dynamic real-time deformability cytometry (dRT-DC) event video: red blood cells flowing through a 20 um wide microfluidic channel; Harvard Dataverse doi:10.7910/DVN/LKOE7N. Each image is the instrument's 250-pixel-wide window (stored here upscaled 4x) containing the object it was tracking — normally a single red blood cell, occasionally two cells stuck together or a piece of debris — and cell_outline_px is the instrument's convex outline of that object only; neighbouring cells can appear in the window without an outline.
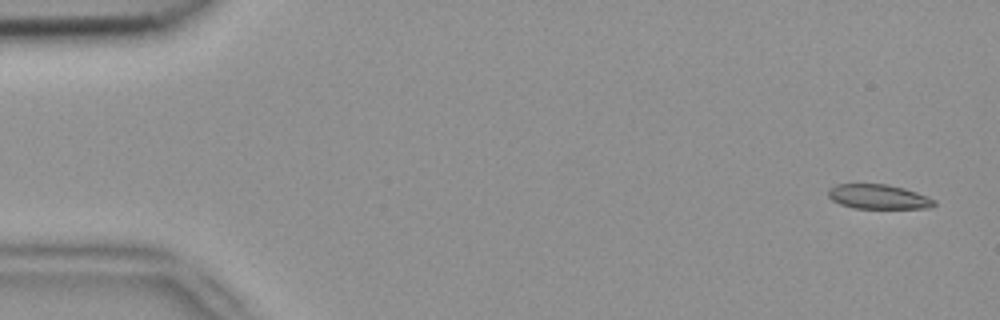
{"species": "common noctule bat (a hibernating species)", "species_latin": "Nyctalus noctula", "temperature_condition": "room temperature", "stored_images_in_passage": 6, "camera_frame_rate_fps": 3000, "um_per_image_px": 0.085, "animal": {"sex": "female", "body_mass_g": 18.4}, "frame": {"image": 1, "passage_image": 1, "time_ms": 0.0, "image_size_px": [1000, 320], "cell_outline_px": [[936, 204], [928, 208], [852, 208], [840, 204], [832, 200], [828, 196], [828, 188], [836, 184], [888, 184], [904, 188], [916, 192], [936, 200]], "centroid_in_image_um": [74.64, 16.72], "position_along_channel_um": 10.4, "area_um2": 15.2}}